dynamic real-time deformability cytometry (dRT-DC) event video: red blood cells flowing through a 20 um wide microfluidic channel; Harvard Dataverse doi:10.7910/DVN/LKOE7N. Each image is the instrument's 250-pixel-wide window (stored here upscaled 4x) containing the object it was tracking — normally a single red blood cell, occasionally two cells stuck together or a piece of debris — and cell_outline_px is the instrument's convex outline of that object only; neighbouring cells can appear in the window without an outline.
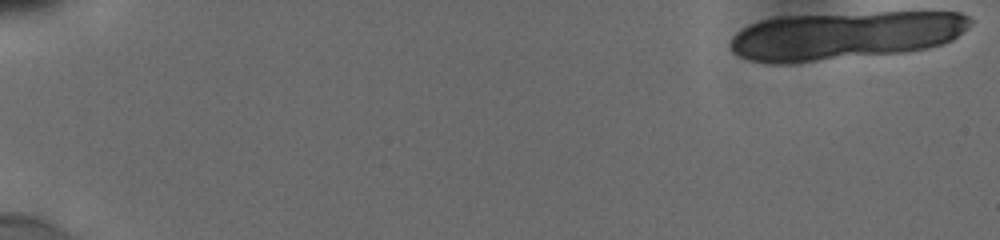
{"species": "human", "species_latin": "Homo sapiens", "temperature_condition": "cold", "stored_images_in_passage": 9, "camera_frame_rate_fps": 3000, "um_per_image_px": 0.085, "donor": {"sex": "male"}, "frame": {"image": 1, "passage_image": 1, "time_ms": 0.0, "image_size_px": [1000, 240], "cell_outline_px": [[972, 24], [968, 28], [952, 40], [944, 44], [928, 48], [904, 52], [792, 64], [768, 64], [752, 60], [740, 56], [732, 52], [728, 44], [732, 36], [740, 28], [748, 24], [760, 20], [780, 16], [880, 12], [960, 12], [968, 16], [972, 20]], "centroid_in_image_um": [71.78, 3.02], "position_along_channel_um": 13.2, "area_um2": 68.44}}